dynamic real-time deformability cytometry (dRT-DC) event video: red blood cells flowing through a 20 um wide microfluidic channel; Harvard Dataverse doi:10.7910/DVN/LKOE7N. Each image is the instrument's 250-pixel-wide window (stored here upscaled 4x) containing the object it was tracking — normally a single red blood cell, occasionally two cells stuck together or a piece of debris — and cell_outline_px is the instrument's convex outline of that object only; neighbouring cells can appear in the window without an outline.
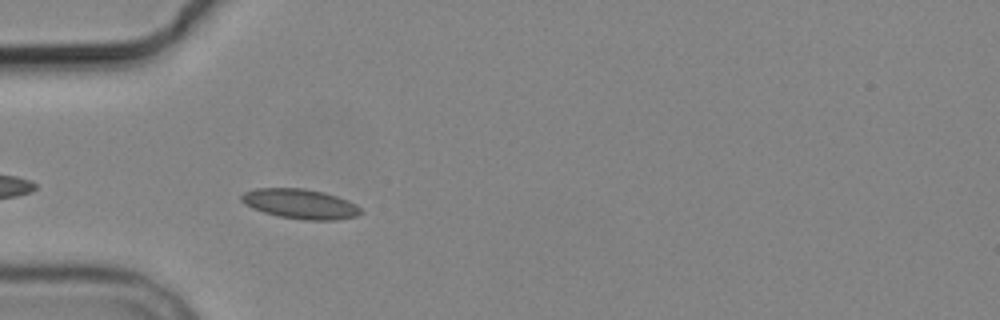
{"species": "common noctule bat (a hibernating species)", "species_latin": "Nyctalus noctula", "temperature_condition": "cold", "stored_images_in_passage": 4, "camera_frame_rate_fps": 3000, "um_per_image_px": 0.085, "animal": {"sex": "male", "body_mass_g": 19.2, "forearm_length_mm": 51.8}, "frame": {"image": 1, "passage_image": 4, "time_ms": 3.667, "image_size_px": [1000, 320], "cell_outline_px": [[364, 212], [356, 216], [336, 220], [304, 220], [280, 216], [264, 212], [252, 208], [244, 204], [240, 200], [240, 196], [244, 192], [256, 188], [304, 188], [324, 192], [348, 200], [356, 204]], "centroid_in_image_um": [25.52, 17.32], "position_along_channel_um": 59.5, "area_um2": 20.81}}